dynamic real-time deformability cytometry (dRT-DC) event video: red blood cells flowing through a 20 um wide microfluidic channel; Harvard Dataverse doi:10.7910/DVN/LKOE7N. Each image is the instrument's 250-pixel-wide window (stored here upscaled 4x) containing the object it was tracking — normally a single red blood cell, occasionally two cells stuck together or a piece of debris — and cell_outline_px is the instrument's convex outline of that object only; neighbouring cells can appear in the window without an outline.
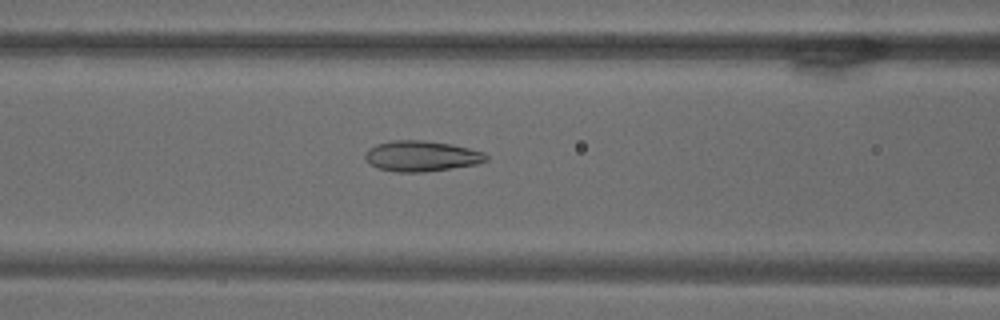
{"species": "common noctule bat (a hibernating species)", "species_latin": "Nyctalus noctula", "temperature_condition": "warm", "stored_images_in_passage": 71, "camera_frame_rate_fps": 3000, "um_per_image_px": 0.085, "animal": {"sex": "male", "body_mass_g": 18.8}, "frame": {"image": 1, "passage_image": 30, "time_ms": 9.667, "image_size_px": [1000, 320], "cell_outline_px": [[488, 160], [476, 164], [424, 172], [396, 172], [376, 168], [368, 164], [364, 156], [364, 152], [368, 148], [376, 144], [392, 140], [424, 140], [452, 144], [484, 152], [488, 156]], "centroid_in_image_um": [35.77, 13.26], "position_along_channel_um": 130.8, "area_um2": 21.79}}
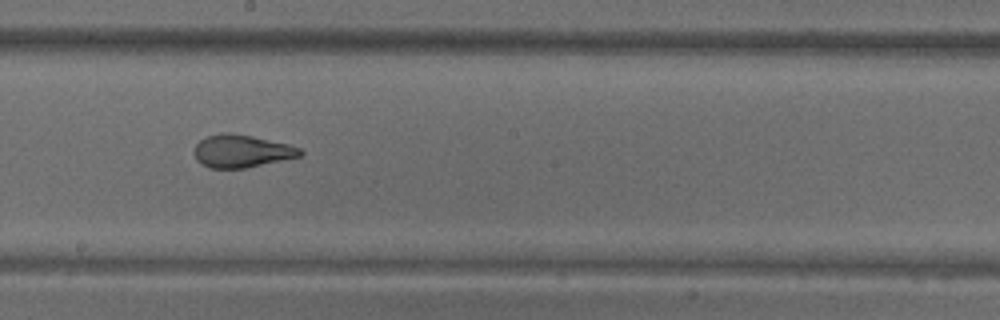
{"frame": {"image": 2, "passage_image": 40, "time_ms": 13.0, "image_size_px": [1000, 320], "cell_outline_px": [[304, 152], [300, 156], [244, 168], [208, 168], [196, 160], [196, 144], [200, 140], [208, 136], [224, 132], [228, 132], [252, 136], [288, 144], [300, 148]], "centroid_in_image_um": [20.54, 12.84], "position_along_channel_um": 227.7, "area_um2": 19.88}}
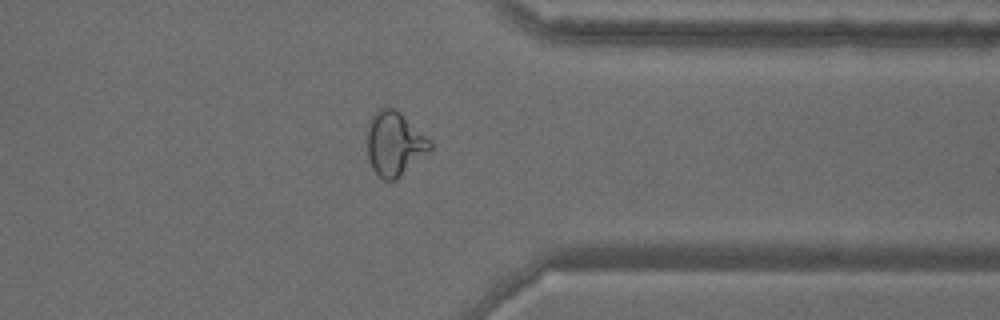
{"frame": {"image": 3, "passage_image": 56, "time_ms": 18.333, "image_size_px": [1000, 320], "cell_outline_px": [[432, 148], [428, 152], [396, 180], [384, 180], [372, 168], [368, 160], [368, 120], [380, 108], [396, 108], [432, 140]], "centroid_in_image_um": [33.55, 12.2], "position_along_channel_um": 377.8, "area_um2": 23.52}}